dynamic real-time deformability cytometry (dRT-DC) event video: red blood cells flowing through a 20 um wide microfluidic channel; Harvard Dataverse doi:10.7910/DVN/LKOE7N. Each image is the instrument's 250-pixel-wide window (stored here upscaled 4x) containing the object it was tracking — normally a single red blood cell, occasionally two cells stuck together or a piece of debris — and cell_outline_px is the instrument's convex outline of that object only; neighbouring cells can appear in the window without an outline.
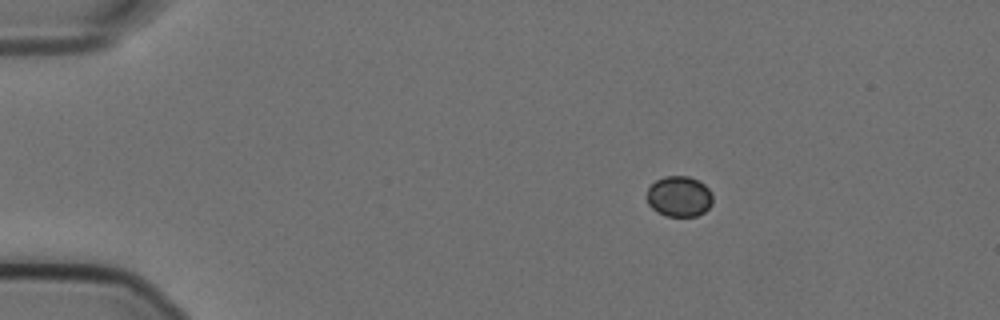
{"species": "Egyptian fruit bat (a non-hibernating species)", "species_latin": "Rousettus aegyptiacus", "temperature_condition": "cold", "stored_images_in_passage": 48, "camera_frame_rate_fps": 3000, "um_per_image_px": 0.085, "animal": {"sex": "female"}, "frame": {"image": 1, "passage_image": 1, "time_ms": 0.0, "image_size_px": [1000, 320], "cell_outline_px": [[712, 204], [704, 212], [696, 216], [668, 216], [656, 212], [648, 204], [648, 188], [656, 180], [664, 176], [688, 176], [704, 184], [712, 192]], "centroid_in_image_um": [57.74, 16.7], "position_along_channel_um": 27.3, "area_um2": 15.55}}
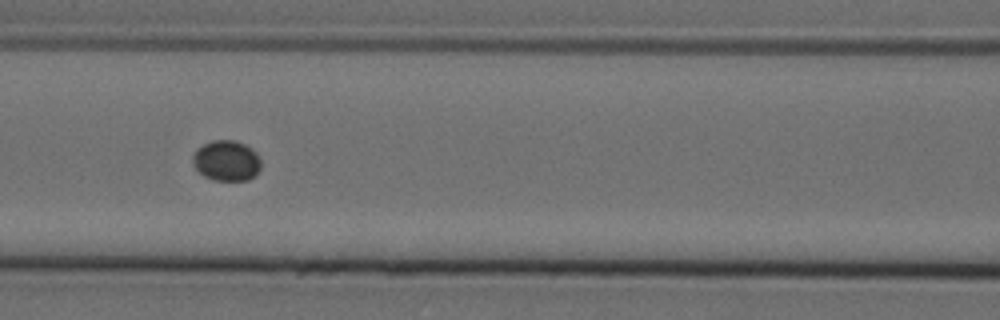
{"frame": {"image": 2, "passage_image": 17, "time_ms": 5.333, "image_size_px": [1000, 320], "cell_outline_px": [[260, 168], [256, 176], [248, 180], [212, 180], [204, 176], [192, 164], [192, 156], [196, 148], [212, 140], [236, 140], [252, 148], [256, 152], [260, 160]], "centroid_in_image_um": [19.25, 13.65], "position_along_channel_um": 147.4, "area_um2": 16.3}}
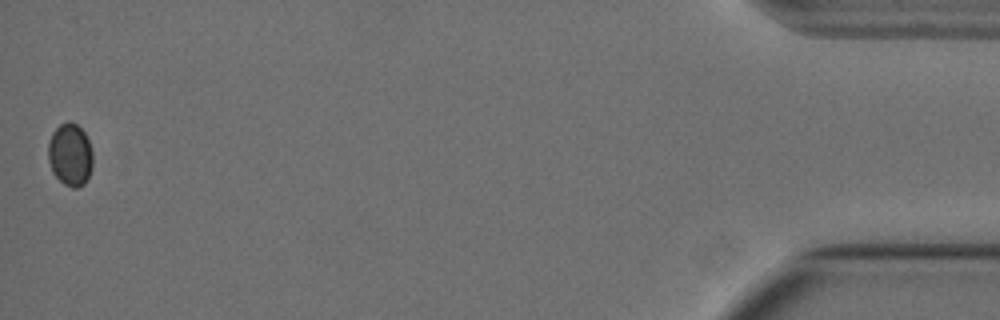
{"frame": {"image": 3, "passage_image": 48, "time_ms": 15.667, "image_size_px": [1000, 320], "cell_outline_px": [[92, 168], [84, 184], [76, 188], [72, 188], [64, 184], [52, 172], [48, 160], [48, 144], [52, 132], [60, 124], [68, 120], [76, 124], [84, 132], [88, 140], [92, 152]], "centroid_in_image_um": [5.95, 13.14], "position_along_channel_um": 429.2, "area_um2": 16.3}}